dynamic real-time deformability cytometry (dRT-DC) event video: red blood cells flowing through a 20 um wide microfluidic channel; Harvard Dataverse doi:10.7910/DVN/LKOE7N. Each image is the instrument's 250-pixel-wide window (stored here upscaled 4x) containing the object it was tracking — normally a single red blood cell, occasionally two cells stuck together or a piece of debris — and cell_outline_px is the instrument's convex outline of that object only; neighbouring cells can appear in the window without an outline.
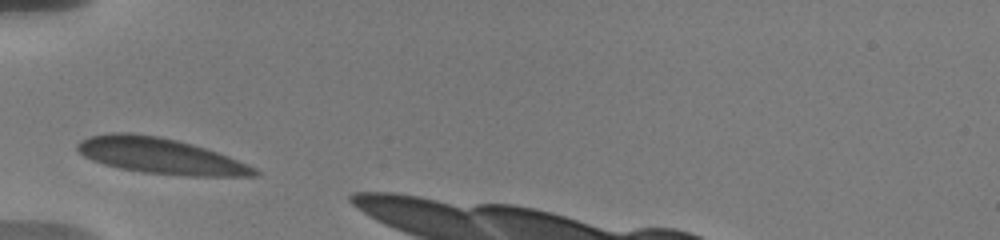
{"species": "human", "species_latin": "Homo sapiens", "temperature_condition": "warm", "stored_images_in_passage": 22, "camera_frame_rate_fps": 3000, "um_per_image_px": 0.085, "donor": {"sex": "male"}, "frame": {"image": 1, "passage_image": 1, "time_ms": 0.0, "image_size_px": [1000, 240], "cell_outline_px": [[260, 172], [256, 176], [188, 176], [144, 172], [120, 168], [104, 164], [92, 160], [84, 156], [76, 148], [76, 144], [80, 140], [88, 136], [112, 132], [128, 132], [160, 136], [192, 144], [228, 156], [256, 168]], "centroid_in_image_um": [13.6, 13.24], "position_along_channel_um": 71.4, "area_um2": 36.82}}